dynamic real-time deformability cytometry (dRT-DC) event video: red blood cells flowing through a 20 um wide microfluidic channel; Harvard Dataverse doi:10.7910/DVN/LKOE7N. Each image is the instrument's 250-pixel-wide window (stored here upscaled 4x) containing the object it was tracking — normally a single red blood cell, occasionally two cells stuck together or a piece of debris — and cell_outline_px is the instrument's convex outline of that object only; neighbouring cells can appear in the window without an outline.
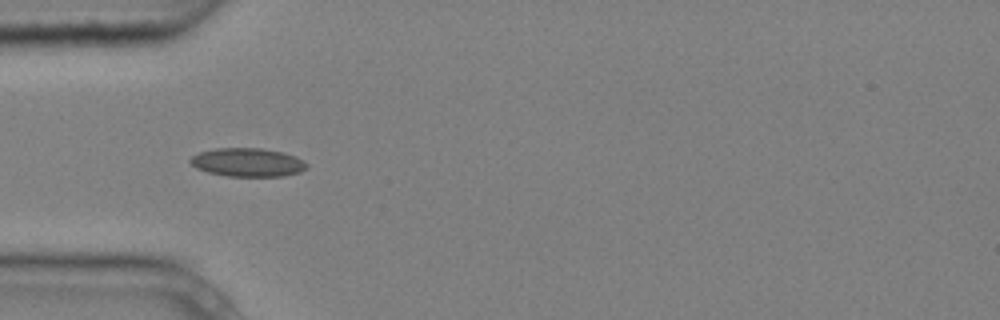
{"species": "common noctule bat (a hibernating species)", "species_latin": "Nyctalus noctula", "temperature_condition": "cold", "stored_images_in_passage": 2, "camera_frame_rate_fps": 3000, "um_per_image_px": 0.085, "animal": {"sex": "male", "body_mass_g": 20.4}, "frame": {"image": 1, "passage_image": 2, "time_ms": 0.333, "image_size_px": [1000, 320], "cell_outline_px": [[308, 168], [300, 172], [280, 176], [228, 176], [208, 172], [196, 168], [188, 160], [192, 156], [200, 152], [216, 148], [260, 148], [284, 152], [296, 156], [304, 160], [308, 164]], "centroid_in_image_um": [21.08, 13.79], "position_along_channel_um": 63.9, "area_um2": 19.42}}